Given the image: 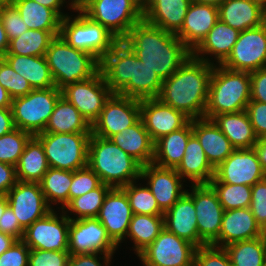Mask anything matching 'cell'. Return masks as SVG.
Returning <instances> with one entry per match:
<instances>
[{
    "instance_id": "6da1fadb",
    "label": "cell",
    "mask_w": 266,
    "mask_h": 266,
    "mask_svg": "<svg viewBox=\"0 0 266 266\" xmlns=\"http://www.w3.org/2000/svg\"><path fill=\"white\" fill-rule=\"evenodd\" d=\"M100 71L113 94L139 100L157 98L163 83L122 40L102 58Z\"/></svg>"
},
{
    "instance_id": "7a4b0ae2",
    "label": "cell",
    "mask_w": 266,
    "mask_h": 266,
    "mask_svg": "<svg viewBox=\"0 0 266 266\" xmlns=\"http://www.w3.org/2000/svg\"><path fill=\"white\" fill-rule=\"evenodd\" d=\"M162 81L168 79L192 55L176 34L147 23L135 24L122 40Z\"/></svg>"
},
{
    "instance_id": "3957f363",
    "label": "cell",
    "mask_w": 266,
    "mask_h": 266,
    "mask_svg": "<svg viewBox=\"0 0 266 266\" xmlns=\"http://www.w3.org/2000/svg\"><path fill=\"white\" fill-rule=\"evenodd\" d=\"M213 65L192 55L161 86L158 99L191 120L204 118Z\"/></svg>"
},
{
    "instance_id": "277c9868",
    "label": "cell",
    "mask_w": 266,
    "mask_h": 266,
    "mask_svg": "<svg viewBox=\"0 0 266 266\" xmlns=\"http://www.w3.org/2000/svg\"><path fill=\"white\" fill-rule=\"evenodd\" d=\"M88 166L111 188H122L140 179L142 165L110 139L91 134Z\"/></svg>"
},
{
    "instance_id": "5b68a950",
    "label": "cell",
    "mask_w": 266,
    "mask_h": 266,
    "mask_svg": "<svg viewBox=\"0 0 266 266\" xmlns=\"http://www.w3.org/2000/svg\"><path fill=\"white\" fill-rule=\"evenodd\" d=\"M251 100L250 73L213 65L204 118L246 110Z\"/></svg>"
},
{
    "instance_id": "8992f818",
    "label": "cell",
    "mask_w": 266,
    "mask_h": 266,
    "mask_svg": "<svg viewBox=\"0 0 266 266\" xmlns=\"http://www.w3.org/2000/svg\"><path fill=\"white\" fill-rule=\"evenodd\" d=\"M55 86L87 80L100 71V61L92 54L73 48L60 35L55 36L45 53Z\"/></svg>"
},
{
    "instance_id": "52a82bcc",
    "label": "cell",
    "mask_w": 266,
    "mask_h": 266,
    "mask_svg": "<svg viewBox=\"0 0 266 266\" xmlns=\"http://www.w3.org/2000/svg\"><path fill=\"white\" fill-rule=\"evenodd\" d=\"M59 35L73 48L86 51L99 61L119 41L105 27L92 21L80 10L72 11L61 20Z\"/></svg>"
},
{
    "instance_id": "ba28073f",
    "label": "cell",
    "mask_w": 266,
    "mask_h": 266,
    "mask_svg": "<svg viewBox=\"0 0 266 266\" xmlns=\"http://www.w3.org/2000/svg\"><path fill=\"white\" fill-rule=\"evenodd\" d=\"M91 132L46 133L41 141L50 168L75 171L88 166V143Z\"/></svg>"
},
{
    "instance_id": "9c48e42d",
    "label": "cell",
    "mask_w": 266,
    "mask_h": 266,
    "mask_svg": "<svg viewBox=\"0 0 266 266\" xmlns=\"http://www.w3.org/2000/svg\"><path fill=\"white\" fill-rule=\"evenodd\" d=\"M61 90L56 86L48 89H33L25 96L13 98L11 110L15 128L36 136L44 132Z\"/></svg>"
},
{
    "instance_id": "30bf717a",
    "label": "cell",
    "mask_w": 266,
    "mask_h": 266,
    "mask_svg": "<svg viewBox=\"0 0 266 266\" xmlns=\"http://www.w3.org/2000/svg\"><path fill=\"white\" fill-rule=\"evenodd\" d=\"M80 11L105 27L119 41L128 35L135 24L143 20L140 0H90Z\"/></svg>"
},
{
    "instance_id": "8fae6325",
    "label": "cell",
    "mask_w": 266,
    "mask_h": 266,
    "mask_svg": "<svg viewBox=\"0 0 266 266\" xmlns=\"http://www.w3.org/2000/svg\"><path fill=\"white\" fill-rule=\"evenodd\" d=\"M197 247L165 227L137 258L141 266H194Z\"/></svg>"
},
{
    "instance_id": "7c38bea8",
    "label": "cell",
    "mask_w": 266,
    "mask_h": 266,
    "mask_svg": "<svg viewBox=\"0 0 266 266\" xmlns=\"http://www.w3.org/2000/svg\"><path fill=\"white\" fill-rule=\"evenodd\" d=\"M188 188L186 193L193 199L196 210L199 247L212 245L219 238L224 209L210 184Z\"/></svg>"
},
{
    "instance_id": "4fadbf2b",
    "label": "cell",
    "mask_w": 266,
    "mask_h": 266,
    "mask_svg": "<svg viewBox=\"0 0 266 266\" xmlns=\"http://www.w3.org/2000/svg\"><path fill=\"white\" fill-rule=\"evenodd\" d=\"M69 226L64 212L52 209L24 230L22 241L30 249L68 251Z\"/></svg>"
},
{
    "instance_id": "5bb4252c",
    "label": "cell",
    "mask_w": 266,
    "mask_h": 266,
    "mask_svg": "<svg viewBox=\"0 0 266 266\" xmlns=\"http://www.w3.org/2000/svg\"><path fill=\"white\" fill-rule=\"evenodd\" d=\"M223 67L242 72H254L266 67V21L257 27L241 31Z\"/></svg>"
},
{
    "instance_id": "9a60e30c",
    "label": "cell",
    "mask_w": 266,
    "mask_h": 266,
    "mask_svg": "<svg viewBox=\"0 0 266 266\" xmlns=\"http://www.w3.org/2000/svg\"><path fill=\"white\" fill-rule=\"evenodd\" d=\"M112 94L101 71L87 80L69 84L61 89V95L73 104L91 125L99 117L105 102Z\"/></svg>"
},
{
    "instance_id": "2e32d148",
    "label": "cell",
    "mask_w": 266,
    "mask_h": 266,
    "mask_svg": "<svg viewBox=\"0 0 266 266\" xmlns=\"http://www.w3.org/2000/svg\"><path fill=\"white\" fill-rule=\"evenodd\" d=\"M119 247L108 236L97 218L70 220L68 251L70 255L101 253L117 255Z\"/></svg>"
},
{
    "instance_id": "e0dca14e",
    "label": "cell",
    "mask_w": 266,
    "mask_h": 266,
    "mask_svg": "<svg viewBox=\"0 0 266 266\" xmlns=\"http://www.w3.org/2000/svg\"><path fill=\"white\" fill-rule=\"evenodd\" d=\"M140 119V100L112 94L99 117L91 125V134L109 139Z\"/></svg>"
},
{
    "instance_id": "ac0fdd59",
    "label": "cell",
    "mask_w": 266,
    "mask_h": 266,
    "mask_svg": "<svg viewBox=\"0 0 266 266\" xmlns=\"http://www.w3.org/2000/svg\"><path fill=\"white\" fill-rule=\"evenodd\" d=\"M259 156L255 148L235 149L214 171L211 181L253 186L264 179Z\"/></svg>"
},
{
    "instance_id": "d6986e66",
    "label": "cell",
    "mask_w": 266,
    "mask_h": 266,
    "mask_svg": "<svg viewBox=\"0 0 266 266\" xmlns=\"http://www.w3.org/2000/svg\"><path fill=\"white\" fill-rule=\"evenodd\" d=\"M6 197L24 230L52 210L45 200L39 183L17 181Z\"/></svg>"
},
{
    "instance_id": "ffe728a7",
    "label": "cell",
    "mask_w": 266,
    "mask_h": 266,
    "mask_svg": "<svg viewBox=\"0 0 266 266\" xmlns=\"http://www.w3.org/2000/svg\"><path fill=\"white\" fill-rule=\"evenodd\" d=\"M140 178L149 187L164 213L186 192L188 187L175 168H162L153 163L142 166Z\"/></svg>"
},
{
    "instance_id": "44dd1931",
    "label": "cell",
    "mask_w": 266,
    "mask_h": 266,
    "mask_svg": "<svg viewBox=\"0 0 266 266\" xmlns=\"http://www.w3.org/2000/svg\"><path fill=\"white\" fill-rule=\"evenodd\" d=\"M140 118L153 142L185 127L191 119L158 98L140 100Z\"/></svg>"
},
{
    "instance_id": "7402d4cb",
    "label": "cell",
    "mask_w": 266,
    "mask_h": 266,
    "mask_svg": "<svg viewBox=\"0 0 266 266\" xmlns=\"http://www.w3.org/2000/svg\"><path fill=\"white\" fill-rule=\"evenodd\" d=\"M132 209L122 188H111L106 194L97 219L106 228L108 236L121 249L126 239Z\"/></svg>"
},
{
    "instance_id": "603a6c76",
    "label": "cell",
    "mask_w": 266,
    "mask_h": 266,
    "mask_svg": "<svg viewBox=\"0 0 266 266\" xmlns=\"http://www.w3.org/2000/svg\"><path fill=\"white\" fill-rule=\"evenodd\" d=\"M240 31L219 19L192 51V56L212 65H221L230 55Z\"/></svg>"
},
{
    "instance_id": "cb8c5ba5",
    "label": "cell",
    "mask_w": 266,
    "mask_h": 266,
    "mask_svg": "<svg viewBox=\"0 0 266 266\" xmlns=\"http://www.w3.org/2000/svg\"><path fill=\"white\" fill-rule=\"evenodd\" d=\"M262 236L250 208L226 210L222 216L219 238L212 246L223 248L231 243Z\"/></svg>"
},
{
    "instance_id": "d4e9b609",
    "label": "cell",
    "mask_w": 266,
    "mask_h": 266,
    "mask_svg": "<svg viewBox=\"0 0 266 266\" xmlns=\"http://www.w3.org/2000/svg\"><path fill=\"white\" fill-rule=\"evenodd\" d=\"M218 8L191 2L176 36L193 51L218 21Z\"/></svg>"
},
{
    "instance_id": "484cf974",
    "label": "cell",
    "mask_w": 266,
    "mask_h": 266,
    "mask_svg": "<svg viewBox=\"0 0 266 266\" xmlns=\"http://www.w3.org/2000/svg\"><path fill=\"white\" fill-rule=\"evenodd\" d=\"M218 18L241 32L266 21V6L259 0H225L218 7Z\"/></svg>"
},
{
    "instance_id": "4316f807",
    "label": "cell",
    "mask_w": 266,
    "mask_h": 266,
    "mask_svg": "<svg viewBox=\"0 0 266 266\" xmlns=\"http://www.w3.org/2000/svg\"><path fill=\"white\" fill-rule=\"evenodd\" d=\"M196 210L193 199L185 192L173 206L164 213V227L199 247Z\"/></svg>"
},
{
    "instance_id": "83f0119b",
    "label": "cell",
    "mask_w": 266,
    "mask_h": 266,
    "mask_svg": "<svg viewBox=\"0 0 266 266\" xmlns=\"http://www.w3.org/2000/svg\"><path fill=\"white\" fill-rule=\"evenodd\" d=\"M192 0H151L143 8V19L164 31L177 34Z\"/></svg>"
},
{
    "instance_id": "f1b7e54d",
    "label": "cell",
    "mask_w": 266,
    "mask_h": 266,
    "mask_svg": "<svg viewBox=\"0 0 266 266\" xmlns=\"http://www.w3.org/2000/svg\"><path fill=\"white\" fill-rule=\"evenodd\" d=\"M192 131L202 146L209 163L216 168L235 148L211 119L192 120Z\"/></svg>"
},
{
    "instance_id": "f546056e",
    "label": "cell",
    "mask_w": 266,
    "mask_h": 266,
    "mask_svg": "<svg viewBox=\"0 0 266 266\" xmlns=\"http://www.w3.org/2000/svg\"><path fill=\"white\" fill-rule=\"evenodd\" d=\"M175 170L188 185L209 184L214 177L215 168L194 134L189 138L182 161Z\"/></svg>"
},
{
    "instance_id": "4dcf8cb0",
    "label": "cell",
    "mask_w": 266,
    "mask_h": 266,
    "mask_svg": "<svg viewBox=\"0 0 266 266\" xmlns=\"http://www.w3.org/2000/svg\"><path fill=\"white\" fill-rule=\"evenodd\" d=\"M109 139L142 166L153 163L154 142L145 129L141 118L132 126L114 134Z\"/></svg>"
},
{
    "instance_id": "1f68e13d",
    "label": "cell",
    "mask_w": 266,
    "mask_h": 266,
    "mask_svg": "<svg viewBox=\"0 0 266 266\" xmlns=\"http://www.w3.org/2000/svg\"><path fill=\"white\" fill-rule=\"evenodd\" d=\"M192 135L191 120L185 127L156 140L153 164L162 168H176L182 161L187 143Z\"/></svg>"
},
{
    "instance_id": "d6a6232c",
    "label": "cell",
    "mask_w": 266,
    "mask_h": 266,
    "mask_svg": "<svg viewBox=\"0 0 266 266\" xmlns=\"http://www.w3.org/2000/svg\"><path fill=\"white\" fill-rule=\"evenodd\" d=\"M212 120L235 149L253 148L258 141L246 110L219 114Z\"/></svg>"
},
{
    "instance_id": "836d02e7",
    "label": "cell",
    "mask_w": 266,
    "mask_h": 266,
    "mask_svg": "<svg viewBox=\"0 0 266 266\" xmlns=\"http://www.w3.org/2000/svg\"><path fill=\"white\" fill-rule=\"evenodd\" d=\"M3 58L16 73L28 81L32 89L55 87V82L45 56L6 54Z\"/></svg>"
},
{
    "instance_id": "e575fe53",
    "label": "cell",
    "mask_w": 266,
    "mask_h": 266,
    "mask_svg": "<svg viewBox=\"0 0 266 266\" xmlns=\"http://www.w3.org/2000/svg\"><path fill=\"white\" fill-rule=\"evenodd\" d=\"M49 168L41 141L32 136L15 166L17 181L39 183Z\"/></svg>"
},
{
    "instance_id": "d590c367",
    "label": "cell",
    "mask_w": 266,
    "mask_h": 266,
    "mask_svg": "<svg viewBox=\"0 0 266 266\" xmlns=\"http://www.w3.org/2000/svg\"><path fill=\"white\" fill-rule=\"evenodd\" d=\"M164 229V215H145V214H133L131 218L129 228L127 231L126 240H129L131 244L130 251L138 256L144 249H146Z\"/></svg>"
},
{
    "instance_id": "8d00e7d4",
    "label": "cell",
    "mask_w": 266,
    "mask_h": 266,
    "mask_svg": "<svg viewBox=\"0 0 266 266\" xmlns=\"http://www.w3.org/2000/svg\"><path fill=\"white\" fill-rule=\"evenodd\" d=\"M44 132H91V124L80 114L73 104L61 96L55 105Z\"/></svg>"
},
{
    "instance_id": "74e56055",
    "label": "cell",
    "mask_w": 266,
    "mask_h": 266,
    "mask_svg": "<svg viewBox=\"0 0 266 266\" xmlns=\"http://www.w3.org/2000/svg\"><path fill=\"white\" fill-rule=\"evenodd\" d=\"M28 29L49 31L54 37L60 33L61 18L34 0H14L12 3Z\"/></svg>"
},
{
    "instance_id": "f35d334b",
    "label": "cell",
    "mask_w": 266,
    "mask_h": 266,
    "mask_svg": "<svg viewBox=\"0 0 266 266\" xmlns=\"http://www.w3.org/2000/svg\"><path fill=\"white\" fill-rule=\"evenodd\" d=\"M72 175L73 171L49 168L39 182L45 200L52 209L62 210L69 202Z\"/></svg>"
},
{
    "instance_id": "ab89813d",
    "label": "cell",
    "mask_w": 266,
    "mask_h": 266,
    "mask_svg": "<svg viewBox=\"0 0 266 266\" xmlns=\"http://www.w3.org/2000/svg\"><path fill=\"white\" fill-rule=\"evenodd\" d=\"M223 248L232 266H264L266 263V239L263 236L237 241Z\"/></svg>"
},
{
    "instance_id": "60d3db41",
    "label": "cell",
    "mask_w": 266,
    "mask_h": 266,
    "mask_svg": "<svg viewBox=\"0 0 266 266\" xmlns=\"http://www.w3.org/2000/svg\"><path fill=\"white\" fill-rule=\"evenodd\" d=\"M110 189L109 185L102 183L94 190L71 199L62 211L70 220L97 218L104 198Z\"/></svg>"
},
{
    "instance_id": "b9f144b4",
    "label": "cell",
    "mask_w": 266,
    "mask_h": 266,
    "mask_svg": "<svg viewBox=\"0 0 266 266\" xmlns=\"http://www.w3.org/2000/svg\"><path fill=\"white\" fill-rule=\"evenodd\" d=\"M54 36L49 31L28 29L9 42L7 54L21 56H45Z\"/></svg>"
},
{
    "instance_id": "7bdbcfd3",
    "label": "cell",
    "mask_w": 266,
    "mask_h": 266,
    "mask_svg": "<svg viewBox=\"0 0 266 266\" xmlns=\"http://www.w3.org/2000/svg\"><path fill=\"white\" fill-rule=\"evenodd\" d=\"M122 189L126 192L133 214L164 215L151 190L141 178Z\"/></svg>"
},
{
    "instance_id": "ee69618b",
    "label": "cell",
    "mask_w": 266,
    "mask_h": 266,
    "mask_svg": "<svg viewBox=\"0 0 266 266\" xmlns=\"http://www.w3.org/2000/svg\"><path fill=\"white\" fill-rule=\"evenodd\" d=\"M209 184L216 191L224 211L250 207L252 186L221 183L220 181H210Z\"/></svg>"
},
{
    "instance_id": "f6af8a7d",
    "label": "cell",
    "mask_w": 266,
    "mask_h": 266,
    "mask_svg": "<svg viewBox=\"0 0 266 266\" xmlns=\"http://www.w3.org/2000/svg\"><path fill=\"white\" fill-rule=\"evenodd\" d=\"M32 135L15 128L0 137V162L16 166Z\"/></svg>"
},
{
    "instance_id": "bcb514c9",
    "label": "cell",
    "mask_w": 266,
    "mask_h": 266,
    "mask_svg": "<svg viewBox=\"0 0 266 266\" xmlns=\"http://www.w3.org/2000/svg\"><path fill=\"white\" fill-rule=\"evenodd\" d=\"M0 84L12 99L25 96L33 90L28 81L16 73L4 58H0Z\"/></svg>"
},
{
    "instance_id": "7dc6e473",
    "label": "cell",
    "mask_w": 266,
    "mask_h": 266,
    "mask_svg": "<svg viewBox=\"0 0 266 266\" xmlns=\"http://www.w3.org/2000/svg\"><path fill=\"white\" fill-rule=\"evenodd\" d=\"M102 184L100 177L89 167L73 171L69 201L94 190Z\"/></svg>"
},
{
    "instance_id": "c3c4849f",
    "label": "cell",
    "mask_w": 266,
    "mask_h": 266,
    "mask_svg": "<svg viewBox=\"0 0 266 266\" xmlns=\"http://www.w3.org/2000/svg\"><path fill=\"white\" fill-rule=\"evenodd\" d=\"M0 18L9 42L28 30L27 25L13 4L0 5Z\"/></svg>"
},
{
    "instance_id": "681fc988",
    "label": "cell",
    "mask_w": 266,
    "mask_h": 266,
    "mask_svg": "<svg viewBox=\"0 0 266 266\" xmlns=\"http://www.w3.org/2000/svg\"><path fill=\"white\" fill-rule=\"evenodd\" d=\"M194 266H232L224 248L205 245L195 252Z\"/></svg>"
},
{
    "instance_id": "f907efd6",
    "label": "cell",
    "mask_w": 266,
    "mask_h": 266,
    "mask_svg": "<svg viewBox=\"0 0 266 266\" xmlns=\"http://www.w3.org/2000/svg\"><path fill=\"white\" fill-rule=\"evenodd\" d=\"M69 251L30 249L28 266H67Z\"/></svg>"
},
{
    "instance_id": "816d5d0a",
    "label": "cell",
    "mask_w": 266,
    "mask_h": 266,
    "mask_svg": "<svg viewBox=\"0 0 266 266\" xmlns=\"http://www.w3.org/2000/svg\"><path fill=\"white\" fill-rule=\"evenodd\" d=\"M249 208L257 224L262 228L266 224V177L252 186Z\"/></svg>"
},
{
    "instance_id": "f5cc1de1",
    "label": "cell",
    "mask_w": 266,
    "mask_h": 266,
    "mask_svg": "<svg viewBox=\"0 0 266 266\" xmlns=\"http://www.w3.org/2000/svg\"><path fill=\"white\" fill-rule=\"evenodd\" d=\"M30 248L22 241L13 245L0 255V266H28Z\"/></svg>"
},
{
    "instance_id": "db71d44e",
    "label": "cell",
    "mask_w": 266,
    "mask_h": 266,
    "mask_svg": "<svg viewBox=\"0 0 266 266\" xmlns=\"http://www.w3.org/2000/svg\"><path fill=\"white\" fill-rule=\"evenodd\" d=\"M246 112L257 138L266 136V103L250 100Z\"/></svg>"
},
{
    "instance_id": "11a10c76",
    "label": "cell",
    "mask_w": 266,
    "mask_h": 266,
    "mask_svg": "<svg viewBox=\"0 0 266 266\" xmlns=\"http://www.w3.org/2000/svg\"><path fill=\"white\" fill-rule=\"evenodd\" d=\"M114 256L101 253L70 255L67 266H112Z\"/></svg>"
},
{
    "instance_id": "9f6ffc18",
    "label": "cell",
    "mask_w": 266,
    "mask_h": 266,
    "mask_svg": "<svg viewBox=\"0 0 266 266\" xmlns=\"http://www.w3.org/2000/svg\"><path fill=\"white\" fill-rule=\"evenodd\" d=\"M0 232L12 236L16 240H22L24 229L20 226L12 208L8 206L0 217Z\"/></svg>"
},
{
    "instance_id": "6f0895ef",
    "label": "cell",
    "mask_w": 266,
    "mask_h": 266,
    "mask_svg": "<svg viewBox=\"0 0 266 266\" xmlns=\"http://www.w3.org/2000/svg\"><path fill=\"white\" fill-rule=\"evenodd\" d=\"M251 100L266 103V67L250 73Z\"/></svg>"
},
{
    "instance_id": "680465c9",
    "label": "cell",
    "mask_w": 266,
    "mask_h": 266,
    "mask_svg": "<svg viewBox=\"0 0 266 266\" xmlns=\"http://www.w3.org/2000/svg\"><path fill=\"white\" fill-rule=\"evenodd\" d=\"M16 182L15 166L0 162V195H6Z\"/></svg>"
},
{
    "instance_id": "91938a15",
    "label": "cell",
    "mask_w": 266,
    "mask_h": 266,
    "mask_svg": "<svg viewBox=\"0 0 266 266\" xmlns=\"http://www.w3.org/2000/svg\"><path fill=\"white\" fill-rule=\"evenodd\" d=\"M35 2L52 9L61 19H63L66 15L72 13L73 8L69 3V0H34ZM70 12H65L66 9ZM65 9V10H64Z\"/></svg>"
},
{
    "instance_id": "94428289",
    "label": "cell",
    "mask_w": 266,
    "mask_h": 266,
    "mask_svg": "<svg viewBox=\"0 0 266 266\" xmlns=\"http://www.w3.org/2000/svg\"><path fill=\"white\" fill-rule=\"evenodd\" d=\"M15 129L11 108H0V137Z\"/></svg>"
},
{
    "instance_id": "6125c7cd",
    "label": "cell",
    "mask_w": 266,
    "mask_h": 266,
    "mask_svg": "<svg viewBox=\"0 0 266 266\" xmlns=\"http://www.w3.org/2000/svg\"><path fill=\"white\" fill-rule=\"evenodd\" d=\"M254 148L257 151V154L259 156V161H260L262 170L266 174V136L258 139Z\"/></svg>"
},
{
    "instance_id": "be15d7a7",
    "label": "cell",
    "mask_w": 266,
    "mask_h": 266,
    "mask_svg": "<svg viewBox=\"0 0 266 266\" xmlns=\"http://www.w3.org/2000/svg\"><path fill=\"white\" fill-rule=\"evenodd\" d=\"M8 48L9 40L0 18V58H3L7 54Z\"/></svg>"
},
{
    "instance_id": "e7e4bbea",
    "label": "cell",
    "mask_w": 266,
    "mask_h": 266,
    "mask_svg": "<svg viewBox=\"0 0 266 266\" xmlns=\"http://www.w3.org/2000/svg\"><path fill=\"white\" fill-rule=\"evenodd\" d=\"M15 241L16 239L12 236L0 232V255L9 249Z\"/></svg>"
},
{
    "instance_id": "03108f58",
    "label": "cell",
    "mask_w": 266,
    "mask_h": 266,
    "mask_svg": "<svg viewBox=\"0 0 266 266\" xmlns=\"http://www.w3.org/2000/svg\"><path fill=\"white\" fill-rule=\"evenodd\" d=\"M12 100L7 90L0 84V108H11Z\"/></svg>"
},
{
    "instance_id": "003e7915",
    "label": "cell",
    "mask_w": 266,
    "mask_h": 266,
    "mask_svg": "<svg viewBox=\"0 0 266 266\" xmlns=\"http://www.w3.org/2000/svg\"><path fill=\"white\" fill-rule=\"evenodd\" d=\"M225 0H192V2L199 4L212 5L215 7H219Z\"/></svg>"
},
{
    "instance_id": "a7ac6f4b",
    "label": "cell",
    "mask_w": 266,
    "mask_h": 266,
    "mask_svg": "<svg viewBox=\"0 0 266 266\" xmlns=\"http://www.w3.org/2000/svg\"><path fill=\"white\" fill-rule=\"evenodd\" d=\"M89 1L90 0H69V3L72 6L73 10H80Z\"/></svg>"
},
{
    "instance_id": "89a4df30",
    "label": "cell",
    "mask_w": 266,
    "mask_h": 266,
    "mask_svg": "<svg viewBox=\"0 0 266 266\" xmlns=\"http://www.w3.org/2000/svg\"><path fill=\"white\" fill-rule=\"evenodd\" d=\"M9 206L6 195H0V217L3 215L6 208Z\"/></svg>"
},
{
    "instance_id": "2644e50d",
    "label": "cell",
    "mask_w": 266,
    "mask_h": 266,
    "mask_svg": "<svg viewBox=\"0 0 266 266\" xmlns=\"http://www.w3.org/2000/svg\"><path fill=\"white\" fill-rule=\"evenodd\" d=\"M14 0H0V5L12 4Z\"/></svg>"
},
{
    "instance_id": "8c879c8a",
    "label": "cell",
    "mask_w": 266,
    "mask_h": 266,
    "mask_svg": "<svg viewBox=\"0 0 266 266\" xmlns=\"http://www.w3.org/2000/svg\"><path fill=\"white\" fill-rule=\"evenodd\" d=\"M151 0H140L142 7L144 8Z\"/></svg>"
},
{
    "instance_id": "753ad0ef",
    "label": "cell",
    "mask_w": 266,
    "mask_h": 266,
    "mask_svg": "<svg viewBox=\"0 0 266 266\" xmlns=\"http://www.w3.org/2000/svg\"><path fill=\"white\" fill-rule=\"evenodd\" d=\"M262 236L266 239V224L261 228Z\"/></svg>"
},
{
    "instance_id": "34e18365",
    "label": "cell",
    "mask_w": 266,
    "mask_h": 266,
    "mask_svg": "<svg viewBox=\"0 0 266 266\" xmlns=\"http://www.w3.org/2000/svg\"><path fill=\"white\" fill-rule=\"evenodd\" d=\"M266 6V0H259Z\"/></svg>"
}]
</instances>
